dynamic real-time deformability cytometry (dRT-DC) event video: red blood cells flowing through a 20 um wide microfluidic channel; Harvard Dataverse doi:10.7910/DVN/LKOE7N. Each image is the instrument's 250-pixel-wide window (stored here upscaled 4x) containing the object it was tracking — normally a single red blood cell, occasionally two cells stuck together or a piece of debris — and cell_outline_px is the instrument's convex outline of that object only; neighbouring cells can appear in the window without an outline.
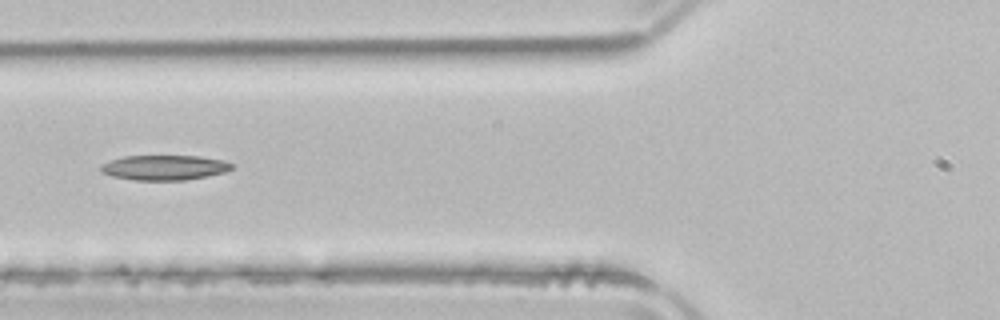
{"species": "common noctule bat (a hibernating species)", "species_latin": "Nyctalus noctula", "temperature_condition": "room temperature", "stored_images_in_passage": 4, "camera_frame_rate_fps": 3000, "um_per_image_px": 0.085, "animal": {"sex": "male", "body_mass_g": 21.5, "forearm_length_mm": 52.0}, "frame": {"image": 1, "passage_image": 4, "time_ms": 1.0, "image_size_px": [1000, 320], "cell_outline_px": [[232, 168], [224, 172], [208, 176], [184, 180], [136, 180], [112, 176], [100, 172], [100, 164], [108, 160], [124, 156], [200, 156], [224, 160], [232, 164]], "centroid_in_image_um": [13.93, 14.24], "position_along_channel_um": 111.9, "area_um2": 19.13}}